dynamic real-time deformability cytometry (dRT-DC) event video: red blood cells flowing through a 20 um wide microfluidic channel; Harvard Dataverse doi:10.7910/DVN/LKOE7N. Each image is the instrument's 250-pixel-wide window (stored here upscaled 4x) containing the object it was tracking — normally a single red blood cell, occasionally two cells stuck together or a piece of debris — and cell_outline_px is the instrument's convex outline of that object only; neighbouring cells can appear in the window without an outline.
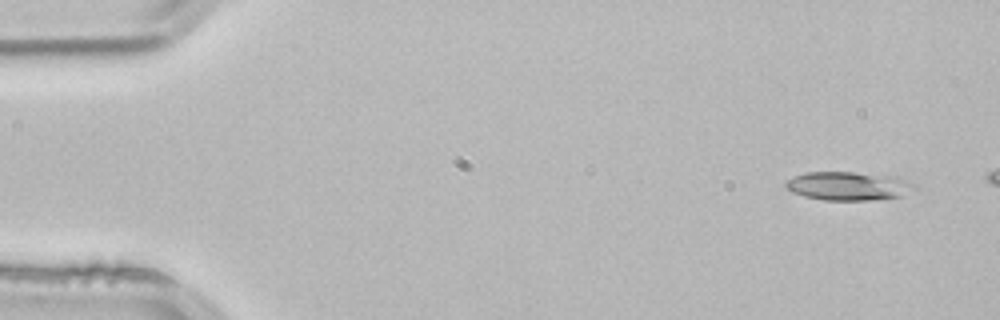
{"species": "common noctule bat (a hibernating species)", "species_latin": "Nyctalus noctula", "temperature_condition": "room temperature", "stored_images_in_passage": 4, "camera_frame_rate_fps": 3000, "um_per_image_px": 0.085, "animal": {"sex": "male", "body_mass_g": 21.5, "forearm_length_mm": 52.0}, "frame": {"image": 1, "passage_image": 1, "time_ms": 0.0, "image_size_px": [1000, 320], "cell_outline_px": [[916, 188], [900, 196], [872, 200], [824, 200], [804, 196], [792, 192], [784, 188], [784, 180], [804, 172], [856, 172], [896, 176], [908, 180], [916, 184]], "centroid_in_image_um": [72.08, 15.79], "position_along_channel_um": 12.9, "area_um2": 21.73}}